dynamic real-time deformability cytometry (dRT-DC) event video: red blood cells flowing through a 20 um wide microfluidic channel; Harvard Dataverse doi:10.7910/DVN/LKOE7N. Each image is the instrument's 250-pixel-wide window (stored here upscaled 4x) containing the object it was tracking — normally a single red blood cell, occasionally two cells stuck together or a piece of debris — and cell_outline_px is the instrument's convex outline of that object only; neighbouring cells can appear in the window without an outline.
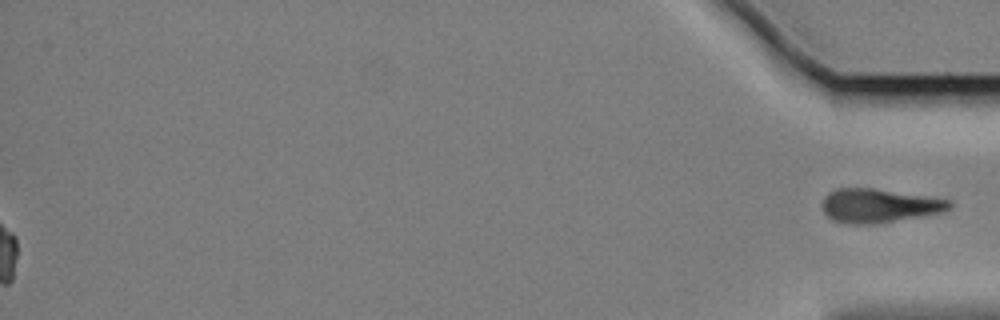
{"species": "Egyptian fruit bat (a non-hibernating species)", "species_latin": "Rousettus aegyptiacus", "temperature_condition": "cold", "stored_images_in_passage": 56, "segment_of_instrument_passage": [2, 2], "camera_frame_rate_fps": 3000, "um_per_image_px": 0.085, "animal": {"sex": "female"}, "frame": {"image": 1, "passage_image": 56, "time_ms": 18.333, "image_size_px": [1000, 320], "cell_outline_px": [[952, 208], [944, 212], [876, 224], [852, 224], [832, 220], [824, 212], [824, 196], [828, 192], [836, 188], [872, 188], [952, 200]], "centroid_in_image_um": [74.74, 17.48], "position_along_channel_um": 360.5, "area_um2": 25.03}}